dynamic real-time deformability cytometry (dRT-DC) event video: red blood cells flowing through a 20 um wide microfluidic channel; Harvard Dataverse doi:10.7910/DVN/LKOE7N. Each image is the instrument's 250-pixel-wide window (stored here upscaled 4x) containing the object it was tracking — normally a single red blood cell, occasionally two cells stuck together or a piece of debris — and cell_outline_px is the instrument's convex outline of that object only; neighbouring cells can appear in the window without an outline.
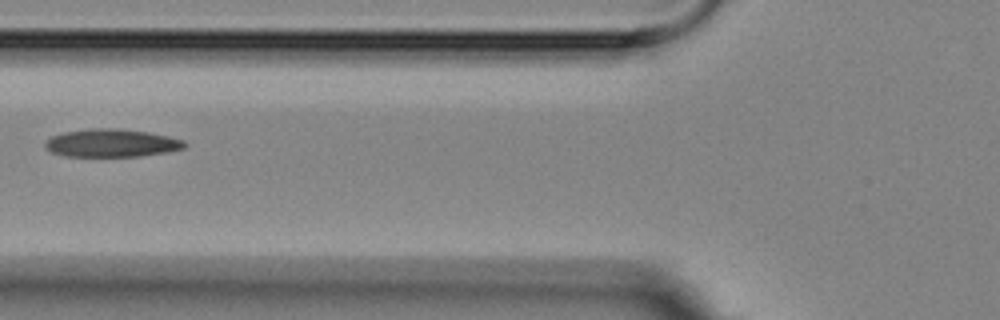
{"species": "Egyptian fruit bat (a non-hibernating species)", "species_latin": "Rousettus aegyptiacus", "temperature_condition": "room temperature", "stored_images_in_passage": 5, "camera_frame_rate_fps": 3000, "um_per_image_px": 0.085, "animal": {"sex": "female"}, "frame": {"image": 1, "passage_image": 5, "time_ms": 7.333, "image_size_px": [1000, 320], "cell_outline_px": [[188, 144], [184, 148], [168, 152], [140, 156], [64, 156], [52, 152], [44, 148], [44, 140], [52, 136], [64, 132], [88, 128], [112, 128], [148, 132], [168, 136], [184, 140]], "centroid_in_image_um": [9.46, 12.16], "position_along_channel_um": 116.3, "area_um2": 22.83}}